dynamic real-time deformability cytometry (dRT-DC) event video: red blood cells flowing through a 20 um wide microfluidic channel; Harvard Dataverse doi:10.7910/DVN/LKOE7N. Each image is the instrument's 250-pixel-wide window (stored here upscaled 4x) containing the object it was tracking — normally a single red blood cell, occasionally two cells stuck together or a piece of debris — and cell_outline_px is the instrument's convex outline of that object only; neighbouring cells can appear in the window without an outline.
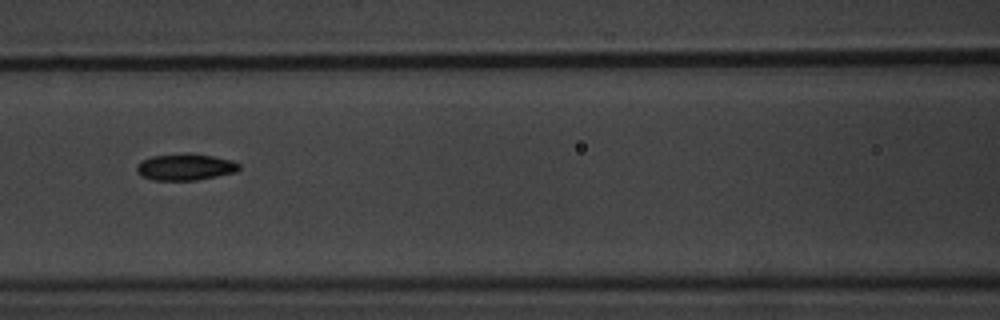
{"species": "common noctule bat (a hibernating species)", "species_latin": "Nyctalus noctula", "temperature_condition": "warm", "stored_images_in_passage": 9, "camera_frame_rate_fps": 3000, "um_per_image_px": 0.085, "animal": {"sex": "male", "body_mass_g": 20.1, "forearm_length_mm": 53.5}, "frame": {"image": 1, "passage_image": 7, "time_ms": 8.0, "image_size_px": [1000, 320], "cell_outline_px": [[240, 168], [236, 172], [196, 180], [152, 180], [140, 176], [136, 172], [136, 168], [144, 160], [152, 156], [184, 152], [188, 152], [212, 156], [232, 160], [240, 164]], "centroid_in_image_um": [15.75, 14.19], "position_along_channel_um": 150.8, "area_um2": 15.95}}